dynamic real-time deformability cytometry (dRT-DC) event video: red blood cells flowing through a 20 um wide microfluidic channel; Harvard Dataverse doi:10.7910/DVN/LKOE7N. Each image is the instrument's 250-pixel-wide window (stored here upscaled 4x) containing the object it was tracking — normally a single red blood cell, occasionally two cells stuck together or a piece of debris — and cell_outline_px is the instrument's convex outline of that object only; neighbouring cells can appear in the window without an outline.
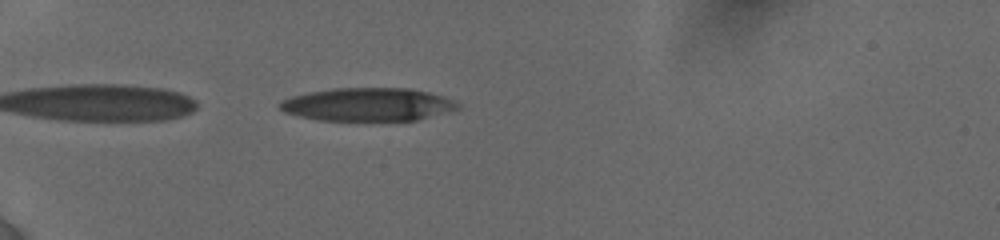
{"species": "human", "species_latin": "Homo sapiens", "temperature_condition": "cold", "stored_images_in_passage": 42, "camera_frame_rate_fps": 3000, "um_per_image_px": 0.085, "donor": {"sex": "female"}, "frame": {"image": 1, "passage_image": 3, "time_ms": 0.667, "image_size_px": [1000, 240], "cell_outline_px": [[460, 108], [416, 120], [316, 120], [284, 112], [276, 108], [280, 100], [292, 96], [308, 92], [332, 88], [412, 88], [428, 92], [452, 100], [460, 104]], "centroid_in_image_um": [31.19, 8.87], "position_along_channel_um": 53.8, "area_um2": 34.33}}
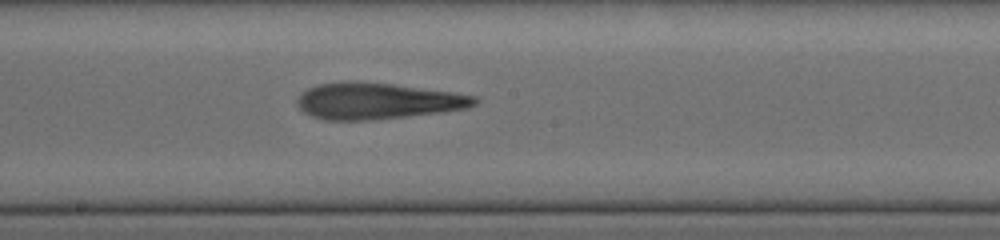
{"frame": {"image": 2, "passage_image": 26, "time_ms": 5.667, "image_size_px": [1000, 240], "cell_outline_px": [[480, 100], [476, 104], [468, 108], [440, 112], [368, 120], [324, 120], [312, 116], [304, 112], [300, 108], [296, 100], [308, 88], [320, 84], [344, 80], [352, 80], [392, 84], [452, 92], [476, 96]], "centroid_in_image_um": [32.07, 8.57], "position_along_channel_um": 216.1, "area_um2": 37.4}}
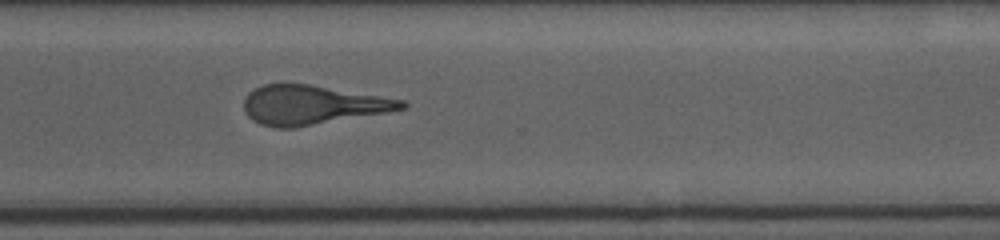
{"frame": {"image": 3, "passage_image": 41, "time_ms": 9.0, "image_size_px": [1000, 240], "cell_outline_px": [[408, 108], [388, 112], [292, 128], [276, 128], [260, 124], [248, 116], [244, 108], [244, 100], [248, 92], [264, 84], [312, 84], [404, 100], [408, 104]], "centroid_in_image_um": [26.56, 8.92], "position_along_channel_um": 344.0, "area_um2": 35.95}}